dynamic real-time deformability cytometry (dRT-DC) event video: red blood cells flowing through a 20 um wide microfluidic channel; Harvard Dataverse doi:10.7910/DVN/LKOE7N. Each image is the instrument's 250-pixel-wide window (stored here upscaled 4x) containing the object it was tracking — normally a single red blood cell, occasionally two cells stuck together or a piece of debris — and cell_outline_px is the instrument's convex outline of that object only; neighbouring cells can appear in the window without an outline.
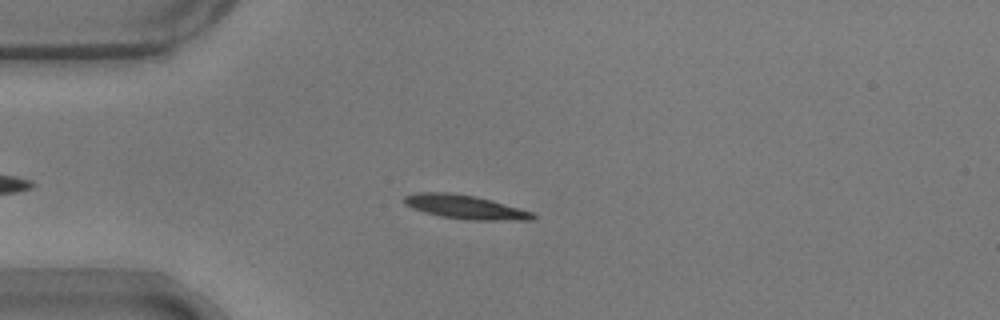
{"species": "common noctule bat (a hibernating species)", "species_latin": "Nyctalus noctula", "temperature_condition": "warm", "stored_images_in_passage": 47, "camera_frame_rate_fps": 3000, "um_per_image_px": 0.085, "animal": {"sex": "male", "body_mass_g": 17.9}, "frame": {"image": 1, "passage_image": 13, "time_ms": 4.0, "image_size_px": [1000, 320], "cell_outline_px": [[536, 220], [468, 220], [440, 216], [424, 212], [412, 208], [404, 204], [404, 196], [416, 192], [448, 192], [476, 196], [492, 200], [532, 212], [536, 216]], "centroid_in_image_um": [39.53, 17.59], "position_along_channel_um": 45.5, "area_um2": 17.98}}
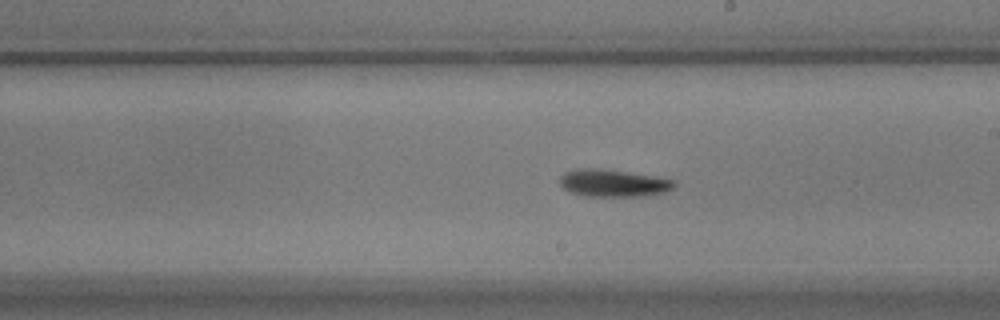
{"frame": {"image": 2, "passage_image": 30, "time_ms": 9.667, "image_size_px": [1000, 320], "cell_outline_px": [[676, 184], [672, 188], [664, 192], [640, 196], [584, 196], [572, 192], [564, 188], [556, 180], [564, 172], [580, 168], [596, 168], [652, 176], [676, 180]], "centroid_in_image_um": [52.07, 15.56], "position_along_channel_um": 236.9, "area_um2": 18.03}}
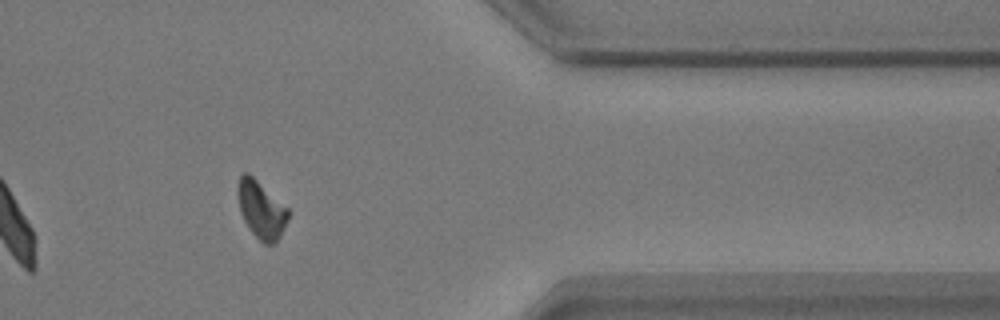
{"frame": {"image": 3, "passage_image": 44, "time_ms": 14.333, "image_size_px": [1000, 320], "cell_outline_px": [[288, 220], [280, 236], [272, 244], [264, 244], [248, 228], [240, 212], [236, 192], [236, 184], [240, 176], [244, 172], [248, 172], [288, 208]], "centroid_in_image_um": [22.17, 17.79], "position_along_channel_um": 389.2, "area_um2": 16.88}, "authors_computed_cell_mechanics": {"area_um2": 16.9932, "velocity_mm_per_s": 3.6881, "shape_relaxation_time_tau1_ms": 3.8957, "shape_relaxation_time_tau2_ms": null, "deformation_change_tau1": 0.1192, "deformation_change_tau2": null}}